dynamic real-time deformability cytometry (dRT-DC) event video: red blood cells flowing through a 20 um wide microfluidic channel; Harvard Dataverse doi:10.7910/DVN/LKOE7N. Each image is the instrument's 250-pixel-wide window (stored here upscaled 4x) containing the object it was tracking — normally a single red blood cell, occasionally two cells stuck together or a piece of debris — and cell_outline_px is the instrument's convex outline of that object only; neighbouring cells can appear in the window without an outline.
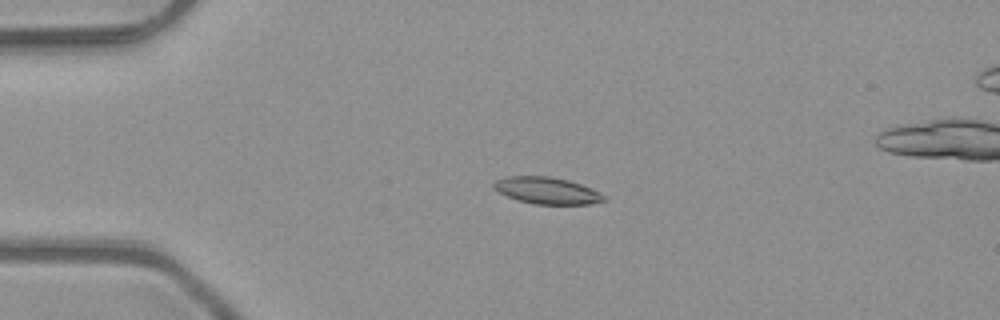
{"species": "common noctule bat (a hibernating species)", "species_latin": "Nyctalus noctula", "temperature_condition": "room temperature", "stored_images_in_passage": 5, "camera_frame_rate_fps": 3000, "um_per_image_px": 0.085, "animal": {"sex": "male", "body_mass_g": 23.1, "forearm_length_mm": 52.7}, "frame": {"image": 1, "passage_image": 3, "time_ms": 0.667, "image_size_px": [1000, 320], "cell_outline_px": [[608, 200], [588, 204], [536, 204], [520, 200], [508, 196], [492, 188], [492, 184], [496, 180], [508, 176], [548, 176], [568, 180], [580, 184], [600, 192]], "centroid_in_image_um": [46.49, 16.19], "position_along_channel_um": 38.5, "area_um2": 16.99}}